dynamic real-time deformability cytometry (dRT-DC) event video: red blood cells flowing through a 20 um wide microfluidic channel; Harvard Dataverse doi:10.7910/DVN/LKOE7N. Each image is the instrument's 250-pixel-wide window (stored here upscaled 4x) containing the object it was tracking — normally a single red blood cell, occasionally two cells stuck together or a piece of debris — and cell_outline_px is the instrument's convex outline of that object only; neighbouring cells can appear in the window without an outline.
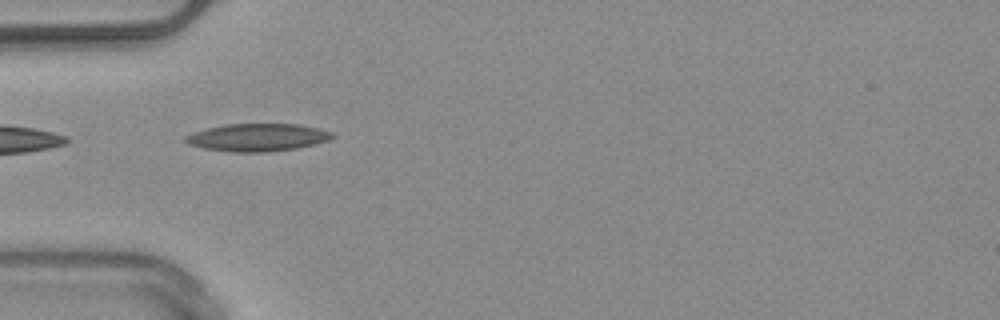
{"species": "common noctule bat (a hibernating species)", "species_latin": "Nyctalus noctula", "temperature_condition": "warm", "stored_images_in_passage": 4, "camera_frame_rate_fps": 3000, "um_per_image_px": 0.085, "animal": {"sex": "male", "body_mass_g": 20.4}, "frame": {"image": 1, "passage_image": 1, "time_ms": 0.0, "image_size_px": [1000, 320], "cell_outline_px": [[336, 136], [328, 140], [296, 148], [264, 152], [232, 152], [204, 148], [188, 144], [184, 140], [184, 136], [204, 128], [224, 124], [300, 124], [332, 132]], "centroid_in_image_um": [21.84, 11.67], "position_along_channel_um": 63.2, "area_um2": 23.58}}